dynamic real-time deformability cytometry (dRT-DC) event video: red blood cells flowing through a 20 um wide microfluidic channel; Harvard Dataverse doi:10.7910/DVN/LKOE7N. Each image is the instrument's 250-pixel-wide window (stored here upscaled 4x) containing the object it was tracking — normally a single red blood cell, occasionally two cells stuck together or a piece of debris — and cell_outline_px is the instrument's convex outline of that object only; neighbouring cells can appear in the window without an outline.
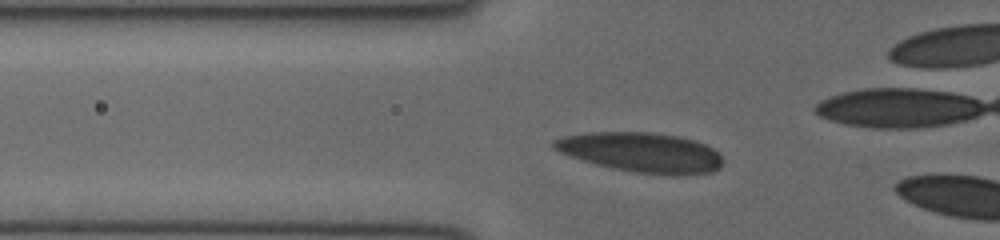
{"species": "human", "species_latin": "Homo sapiens", "temperature_condition": "cold", "stored_images_in_passage": 15, "camera_frame_rate_fps": 3000, "um_per_image_px": 0.085, "donor": {"sex": "female"}, "frame": {"image": 1, "passage_image": 13, "time_ms": 4.0, "image_size_px": [1000, 240], "cell_outline_px": [[724, 160], [720, 168], [712, 172], [680, 176], [672, 176], [636, 172], [612, 168], [596, 164], [560, 152], [552, 148], [552, 140], [564, 136], [588, 132], [652, 132], [680, 136], [696, 140], [712, 148]], "centroid_in_image_um": [54.55, 12.95], "position_along_channel_um": 71.2, "area_um2": 39.36}}